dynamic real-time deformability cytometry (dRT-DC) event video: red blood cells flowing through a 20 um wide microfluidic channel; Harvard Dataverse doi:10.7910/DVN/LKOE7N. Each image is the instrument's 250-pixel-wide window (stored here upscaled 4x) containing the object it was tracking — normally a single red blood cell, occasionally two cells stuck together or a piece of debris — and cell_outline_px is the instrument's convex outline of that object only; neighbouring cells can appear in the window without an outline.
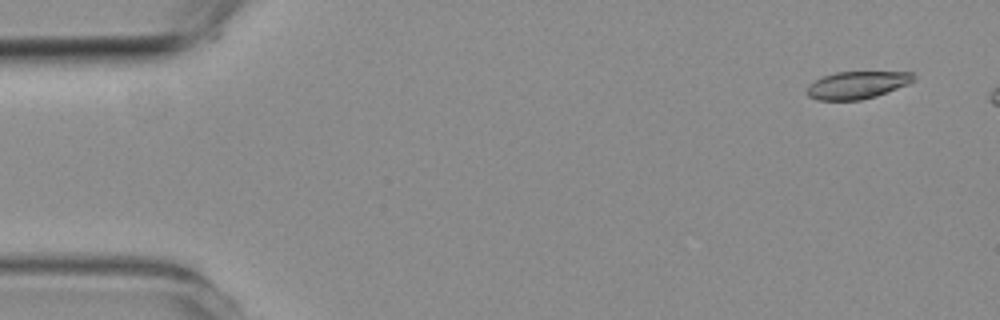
{"species": "common noctule bat (a hibernating species)", "species_latin": "Nyctalus noctula", "temperature_condition": "room temperature", "stored_images_in_passage": 5, "camera_frame_rate_fps": 3000, "um_per_image_px": 0.085, "animal": {"sex": "female", "body_mass_g": 19.3, "forearm_length_mm": 54.1}, "frame": {"image": 1, "passage_image": 5, "time_ms": 5.333, "image_size_px": [1000, 320], "cell_outline_px": [[916, 80], [908, 84], [876, 96], [860, 100], [816, 100], [808, 96], [808, 84], [824, 76], [836, 72], [912, 72], [916, 76]], "centroid_in_image_um": [72.88, 7.22], "position_along_channel_um": 12.1, "area_um2": 16.99}}